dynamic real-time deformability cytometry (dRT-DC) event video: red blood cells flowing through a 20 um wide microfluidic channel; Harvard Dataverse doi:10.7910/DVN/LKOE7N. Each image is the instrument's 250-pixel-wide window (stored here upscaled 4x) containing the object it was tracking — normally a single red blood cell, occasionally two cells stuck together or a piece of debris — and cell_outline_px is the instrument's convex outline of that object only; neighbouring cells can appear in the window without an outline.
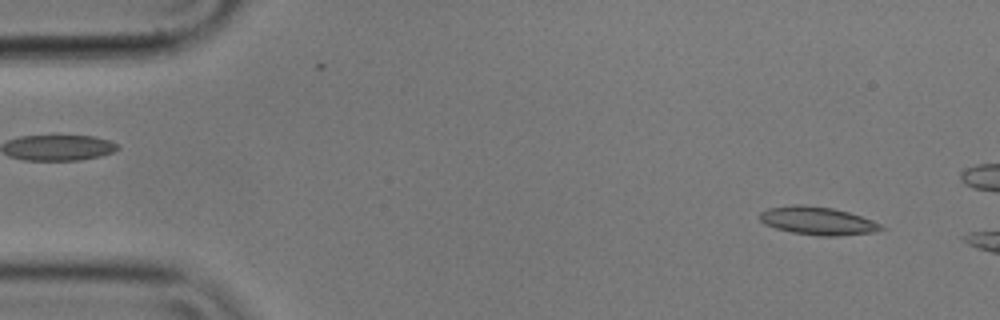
{"species": "common noctule bat (a hibernating species)", "species_latin": "Nyctalus noctula", "temperature_condition": "cold", "stored_images_in_passage": 8, "camera_frame_rate_fps": 3000, "um_per_image_px": 0.085, "animal": {"sex": "male", "body_mass_g": 17.9}, "frame": {"image": 1, "passage_image": 3, "time_ms": 0.667, "image_size_px": [1000, 320], "cell_outline_px": [[888, 228], [872, 232], [836, 236], [820, 236], [792, 232], [776, 228], [764, 224], [760, 220], [760, 212], [768, 208], [792, 204], [804, 204], [832, 208], [848, 212], [872, 220]], "centroid_in_image_um": [69.48, 18.76], "position_along_channel_um": 15.5, "area_um2": 19.83}}